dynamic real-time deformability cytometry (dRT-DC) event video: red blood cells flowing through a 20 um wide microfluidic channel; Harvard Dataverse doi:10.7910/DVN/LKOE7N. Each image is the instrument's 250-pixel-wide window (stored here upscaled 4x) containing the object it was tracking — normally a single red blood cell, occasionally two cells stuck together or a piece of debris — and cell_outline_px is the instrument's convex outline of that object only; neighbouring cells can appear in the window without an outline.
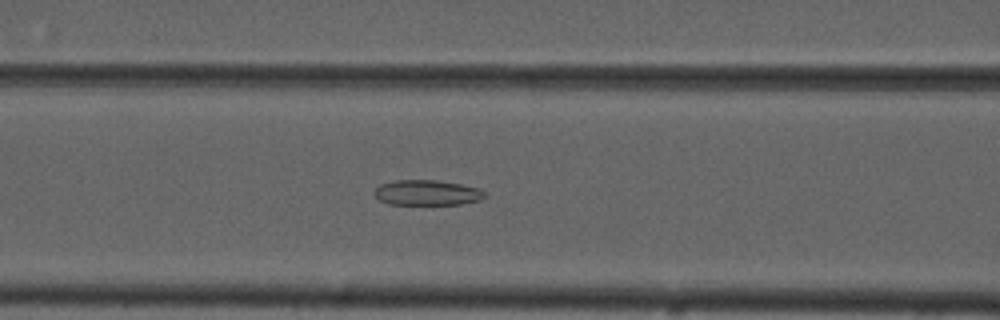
{"species": "common noctule bat (a hibernating species)", "species_latin": "Nyctalus noctula", "temperature_condition": "cold", "stored_images_in_passage": 42, "camera_frame_rate_fps": 3000, "um_per_image_px": 0.085, "animal": {"sex": "male", "forearm_length_mm": 52.5}, "frame": {"image": 1, "passage_image": 10, "time_ms": 3.0, "image_size_px": [1000, 320], "cell_outline_px": [[488, 196], [480, 200], [460, 204], [388, 204], [380, 200], [372, 192], [380, 184], [396, 180], [436, 180], [460, 184], [480, 188]], "centroid_in_image_um": [36.31, 16.37], "position_along_channel_um": 130.3, "area_um2": 16.3}}
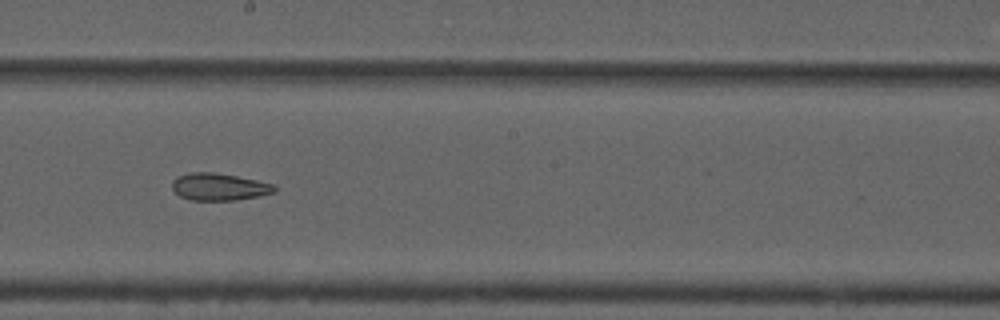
{"frame": {"image": 2, "passage_image": 18, "time_ms": 5.667, "image_size_px": [1000, 320], "cell_outline_px": [[276, 192], [260, 196], [236, 200], [192, 200], [180, 196], [172, 188], [172, 180], [188, 172], [212, 172], [236, 176], [276, 184]], "centroid_in_image_um": [18.66, 15.88], "position_along_channel_um": 229.5, "area_um2": 16.24}}
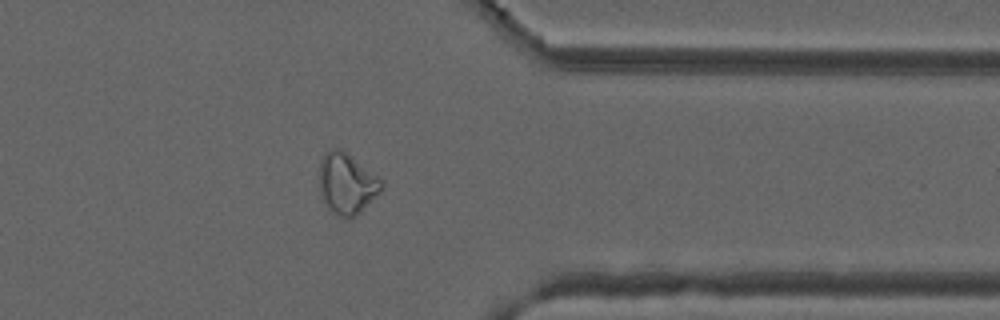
{"frame": {"image": 3, "passage_image": 31, "time_ms": 10.0, "image_size_px": [1000, 320], "cell_outline_px": [[384, 188], [376, 196], [348, 220], [332, 212], [328, 208], [320, 196], [320, 160], [324, 152], [328, 148], [340, 148], [352, 156], [384, 180]], "centroid_in_image_um": [29.47, 15.56], "position_along_channel_um": 381.9, "area_um2": 22.2}, "authors_computed_cell_mechanics": {"area_um2": 17.9758, "velocity_mm_per_s": 3.7279, "shape_relaxation_time_tau1_ms": null, "shape_relaxation_time_tau2_ms": 4.2094, "deformation_change_tau1": null, "deformation_change_tau2": 0.1121}}